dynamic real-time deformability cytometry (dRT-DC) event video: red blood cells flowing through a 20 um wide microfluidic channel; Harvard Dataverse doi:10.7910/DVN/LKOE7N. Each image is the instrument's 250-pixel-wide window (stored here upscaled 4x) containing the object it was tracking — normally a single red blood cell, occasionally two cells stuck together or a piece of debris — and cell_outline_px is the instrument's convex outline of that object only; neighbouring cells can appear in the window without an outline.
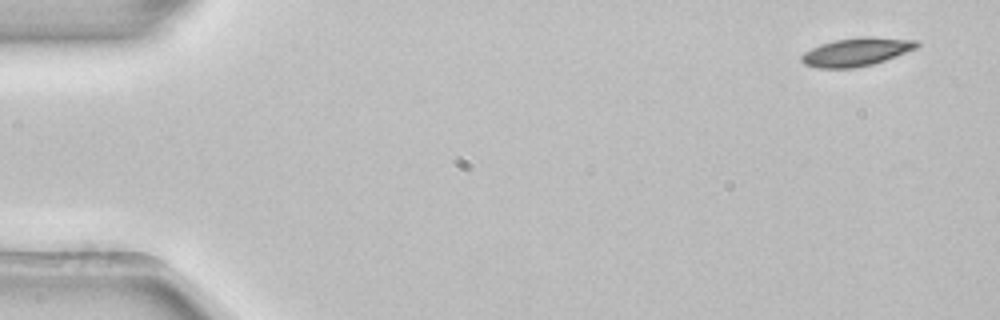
{"species": "common noctule bat (a hibernating species)", "species_latin": "Nyctalus noctula", "temperature_condition": "room temperature", "stored_images_in_passage": 4, "camera_frame_rate_fps": 3000, "um_per_image_px": 0.085, "animal": {"sex": "female", "body_mass_g": 22.7, "forearm_length_mm": 54.2}, "frame": {"image": 1, "passage_image": 1, "time_ms": 0.0, "image_size_px": [1000, 320], "cell_outline_px": [[920, 44], [916, 48], [884, 60], [872, 64], [852, 68], [820, 68], [804, 64], [800, 60], [800, 56], [804, 52], [820, 44], [836, 40], [864, 36], [868, 36], [916, 40]], "centroid_in_image_um": [72.76, 4.41], "position_along_channel_um": 12.2, "area_um2": 18.79}}
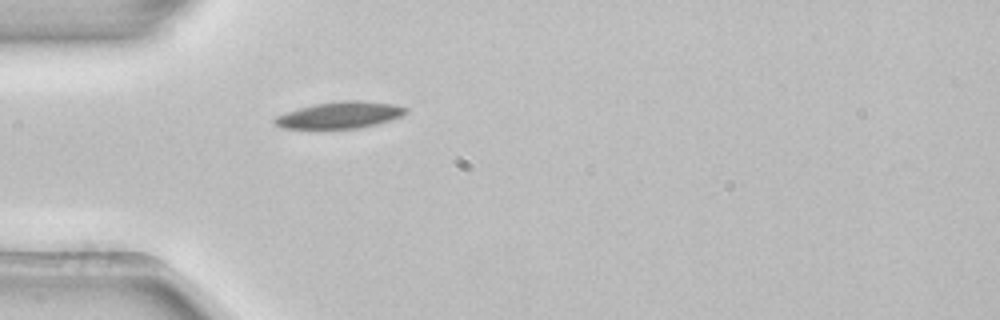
{"frame": {"image": 2, "passage_image": 4, "time_ms": 1.0, "image_size_px": [1000, 320], "cell_outline_px": [[408, 112], [392, 120], [360, 128], [280, 128], [272, 120], [276, 116], [300, 108], [316, 104], [340, 100], [360, 100], [392, 104], [408, 108]], "centroid_in_image_um": [28.92, 9.78], "position_along_channel_um": 56.1, "area_um2": 20.17}}